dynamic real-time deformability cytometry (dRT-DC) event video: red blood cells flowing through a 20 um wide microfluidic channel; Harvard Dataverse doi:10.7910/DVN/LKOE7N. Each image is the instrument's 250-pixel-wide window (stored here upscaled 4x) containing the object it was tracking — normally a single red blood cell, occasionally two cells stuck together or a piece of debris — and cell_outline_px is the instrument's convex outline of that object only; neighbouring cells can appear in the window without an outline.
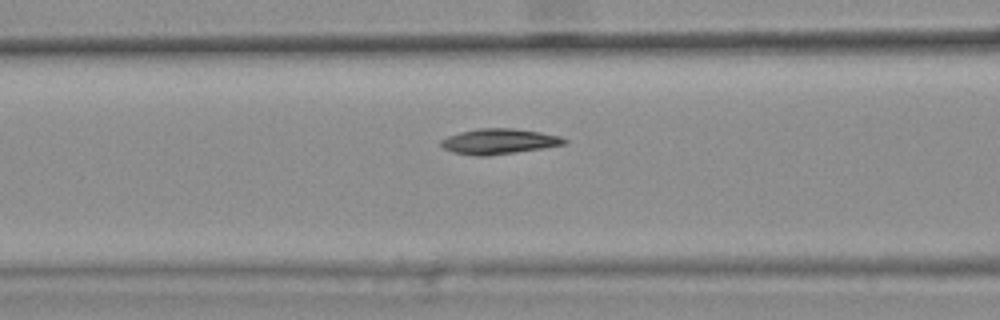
{"species": "common noctule bat (a hibernating species)", "species_latin": "Nyctalus noctula", "temperature_condition": "warm", "stored_images_in_passage": 39, "camera_frame_rate_fps": 3000, "um_per_image_px": 0.085, "animal": {"sex": "female", "body_mass_g": 25.1}, "frame": {"image": 1, "passage_image": 17, "time_ms": 5.333, "image_size_px": [1000, 320], "cell_outline_px": [[568, 140], [564, 144], [544, 148], [488, 156], [476, 156], [452, 152], [444, 148], [440, 144], [440, 140], [448, 136], [460, 132], [480, 128], [516, 128], [540, 132], [560, 136]], "centroid_in_image_um": [42.4, 12.02], "position_along_channel_um": 124.2, "area_um2": 18.26}}